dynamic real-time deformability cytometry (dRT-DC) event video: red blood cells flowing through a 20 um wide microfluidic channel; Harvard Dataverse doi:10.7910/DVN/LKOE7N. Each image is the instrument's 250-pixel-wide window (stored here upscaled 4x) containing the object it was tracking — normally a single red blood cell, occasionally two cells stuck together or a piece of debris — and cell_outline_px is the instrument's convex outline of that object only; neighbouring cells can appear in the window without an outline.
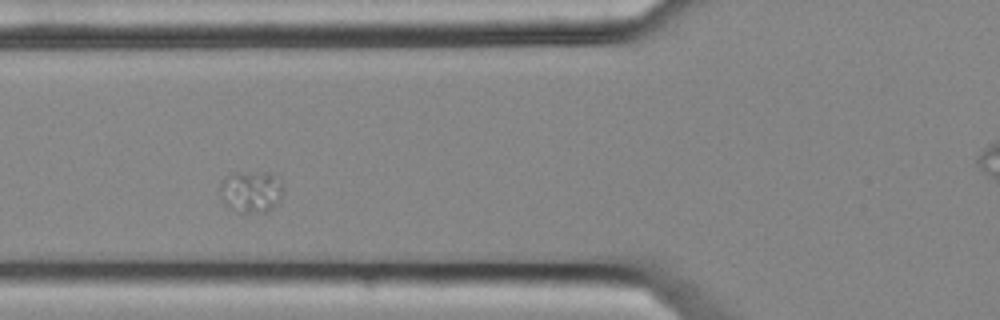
{"species": "common noctule bat (a hibernating species)", "species_latin": "Nyctalus noctula", "temperature_condition": "cold", "stored_images_in_passage": 3, "camera_frame_rate_fps": 3000, "um_per_image_px": 0.085, "animal": {"sex": "female", "body_mass_g": 25.1}, "frame": {"image": 1, "passage_image": 2, "time_ms": 0.333, "image_size_px": [1000, 320], "cell_outline_px": [[284, 188], [280, 200], [268, 212], [236, 212], [224, 204], [220, 192], [220, 180], [224, 176], [232, 172], [264, 172], [276, 176]], "centroid_in_image_um": [21.31, 16.27], "position_along_channel_um": 104.5, "area_um2": 15.66}}